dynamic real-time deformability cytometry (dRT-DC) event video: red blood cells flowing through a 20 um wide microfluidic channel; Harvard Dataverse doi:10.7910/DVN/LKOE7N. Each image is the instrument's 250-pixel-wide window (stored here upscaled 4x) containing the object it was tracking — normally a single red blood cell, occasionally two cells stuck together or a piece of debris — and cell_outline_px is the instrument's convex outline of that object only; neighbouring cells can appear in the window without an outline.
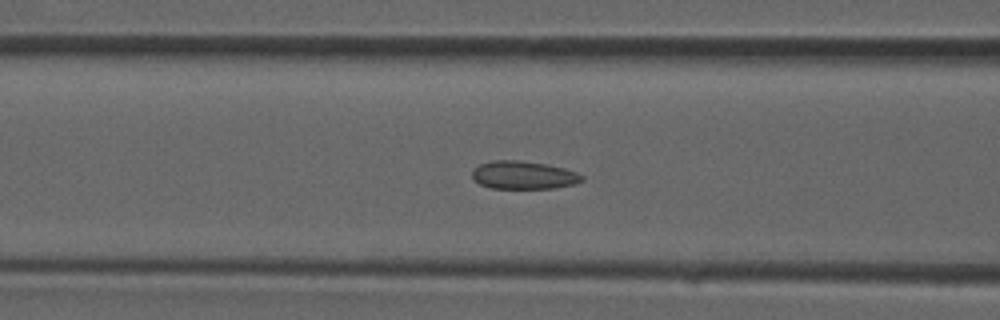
{"species": "common noctule bat (a hibernating species)", "species_latin": "Nyctalus noctula", "temperature_condition": "room temperature", "stored_images_in_passage": 37, "camera_frame_rate_fps": 3000, "um_per_image_px": 0.085, "animal": {"sex": "male", "forearm_length_mm": 52.5}, "frame": {"image": 1, "passage_image": 15, "time_ms": 4.667, "image_size_px": [1000, 320], "cell_outline_px": [[584, 180], [576, 184], [552, 188], [492, 188], [480, 184], [472, 180], [472, 172], [480, 164], [492, 160], [520, 160], [548, 164], [564, 168], [576, 172], [584, 176]], "centroid_in_image_um": [44.51, 14.88], "position_along_channel_um": 122.1, "area_um2": 18.03}}
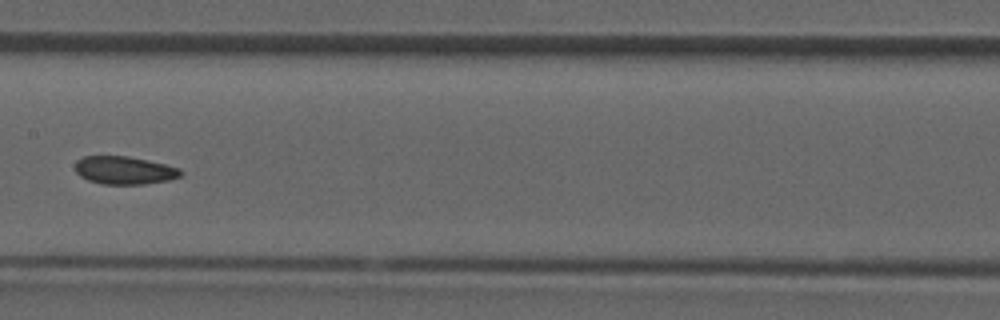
{"frame": {"image": 2, "passage_image": 19, "time_ms": 6.0, "image_size_px": [1000, 320], "cell_outline_px": [[184, 172], [180, 176], [168, 180], [144, 184], [100, 184], [88, 180], [80, 176], [76, 172], [76, 160], [84, 156], [128, 156], [148, 160], [180, 168]], "centroid_in_image_um": [10.57, 14.47], "position_along_channel_um": 196.8, "area_um2": 17.22}}
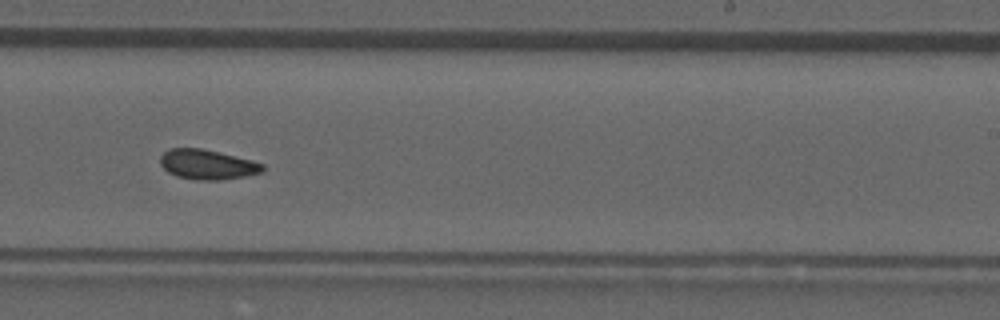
{"frame": {"image": 3, "passage_image": 23, "time_ms": 7.333, "image_size_px": [1000, 320], "cell_outline_px": [[264, 172], [244, 176], [216, 180], [196, 180], [176, 176], [168, 172], [160, 164], [160, 156], [168, 148], [200, 148], [220, 152], [252, 160], [264, 164]], "centroid_in_image_um": [17.62, 13.97], "position_along_channel_um": 271.4, "area_um2": 17.86}}